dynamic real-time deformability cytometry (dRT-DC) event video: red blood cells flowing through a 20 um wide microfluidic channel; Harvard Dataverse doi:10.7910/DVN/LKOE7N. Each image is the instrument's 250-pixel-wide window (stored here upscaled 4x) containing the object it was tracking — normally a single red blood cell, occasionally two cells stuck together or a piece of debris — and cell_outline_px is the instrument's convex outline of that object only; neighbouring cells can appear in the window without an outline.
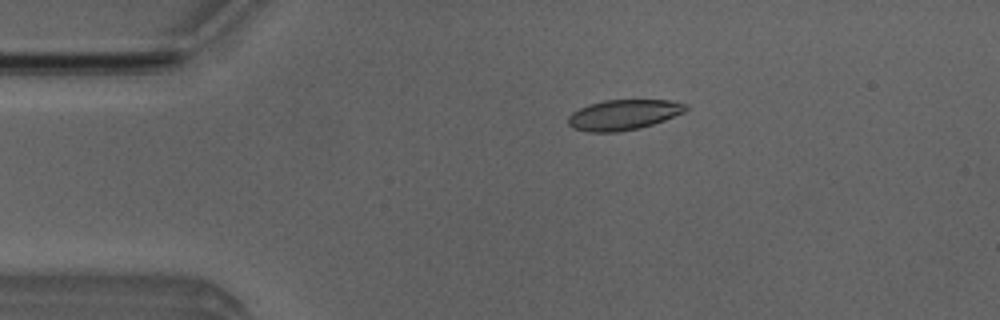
{"species": "Egyptian fruit bat (a non-hibernating species)", "species_latin": "Rousettus aegyptiacus", "temperature_condition": "room temperature", "stored_images_in_passage": 4, "camera_frame_rate_fps": 3000, "um_per_image_px": 0.085, "animal": {"sex": "male"}, "frame": {"image": 1, "passage_image": 3, "time_ms": 0.667, "image_size_px": [1000, 320], "cell_outline_px": [[688, 108], [684, 112], [664, 120], [640, 128], [616, 132], [588, 132], [572, 128], [568, 124], [568, 116], [572, 112], [588, 104], [604, 100], [672, 100], [688, 104]], "centroid_in_image_um": [52.99, 9.75], "position_along_channel_um": 32.0, "area_um2": 20.87}}